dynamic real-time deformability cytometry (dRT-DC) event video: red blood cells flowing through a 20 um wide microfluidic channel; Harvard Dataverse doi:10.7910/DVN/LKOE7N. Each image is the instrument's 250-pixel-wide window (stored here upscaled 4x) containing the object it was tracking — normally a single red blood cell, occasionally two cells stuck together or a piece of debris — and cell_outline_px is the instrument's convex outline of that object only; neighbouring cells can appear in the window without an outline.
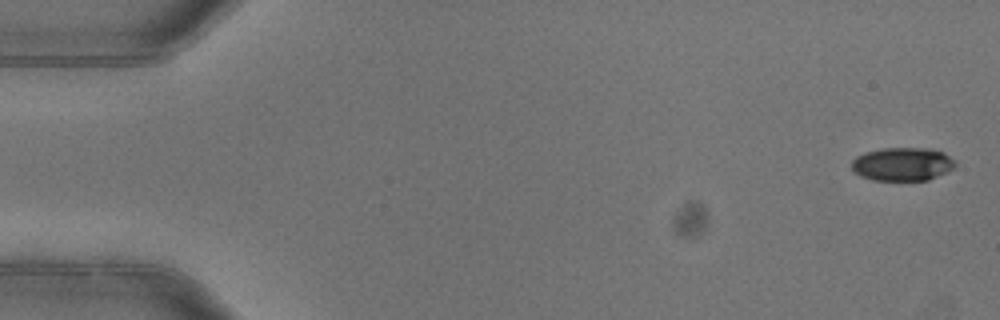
{"species": "common noctule bat (a hibernating species)", "species_latin": "Nyctalus noctula", "temperature_condition": "warm", "stored_images_in_passage": 4, "camera_frame_rate_fps": 3000, "um_per_image_px": 0.085, "animal": {"sex": "female"}, "frame": {"image": 1, "passage_image": 1, "time_ms": 0.0, "image_size_px": [1000, 320], "cell_outline_px": [[956, 164], [948, 172], [928, 180], [872, 180], [860, 176], [852, 168], [852, 160], [856, 156], [864, 152], [884, 148], [932, 148], [944, 152], [956, 160]], "centroid_in_image_um": [76.74, 13.94], "position_along_channel_um": 8.3, "area_um2": 20.35}}
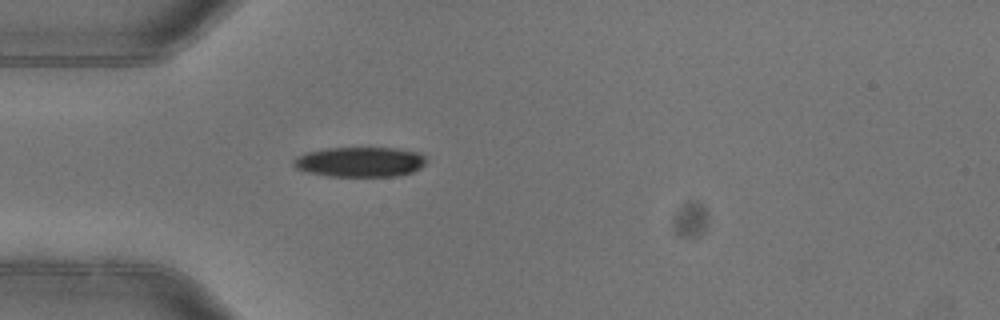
{"frame": {"image": 2, "passage_image": 4, "time_ms": 1.0, "image_size_px": [1000, 320], "cell_outline_px": [[428, 160], [420, 168], [412, 172], [396, 176], [328, 176], [308, 172], [296, 168], [292, 164], [292, 160], [296, 156], [308, 152], [328, 148], [400, 148], [420, 152]], "centroid_in_image_um": [30.62, 13.76], "position_along_channel_um": 54.4, "area_um2": 23.29}}